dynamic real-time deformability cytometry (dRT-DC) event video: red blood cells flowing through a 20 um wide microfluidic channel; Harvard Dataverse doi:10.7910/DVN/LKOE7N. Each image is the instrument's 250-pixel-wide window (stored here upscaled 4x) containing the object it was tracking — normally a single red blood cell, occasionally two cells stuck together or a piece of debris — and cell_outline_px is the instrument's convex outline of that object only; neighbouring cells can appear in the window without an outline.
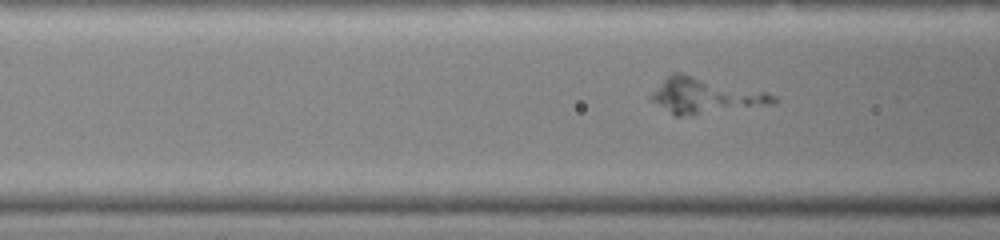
{"species": "common noctule bat (a hibernating species)", "species_latin": "Nyctalus noctula", "temperature_condition": "warm", "stored_images_in_passage": 4, "camera_frame_rate_fps": 3000, "um_per_image_px": 0.085, "animal": {"sex": "female", "body_mass_g": 19.0, "forearm_length_mm": 51.5}, "frame": {"image": 1, "passage_image": 4, "time_ms": 1.0, "image_size_px": [1000, 240], "cell_outline_px": [[780, 100], [776, 104], [692, 116], [676, 116], [652, 100], [648, 96], [672, 72], [680, 72], [768, 92], [776, 96]], "centroid_in_image_um": [60.03, 8.14], "position_along_channel_um": 106.6, "area_um2": 25.55}}